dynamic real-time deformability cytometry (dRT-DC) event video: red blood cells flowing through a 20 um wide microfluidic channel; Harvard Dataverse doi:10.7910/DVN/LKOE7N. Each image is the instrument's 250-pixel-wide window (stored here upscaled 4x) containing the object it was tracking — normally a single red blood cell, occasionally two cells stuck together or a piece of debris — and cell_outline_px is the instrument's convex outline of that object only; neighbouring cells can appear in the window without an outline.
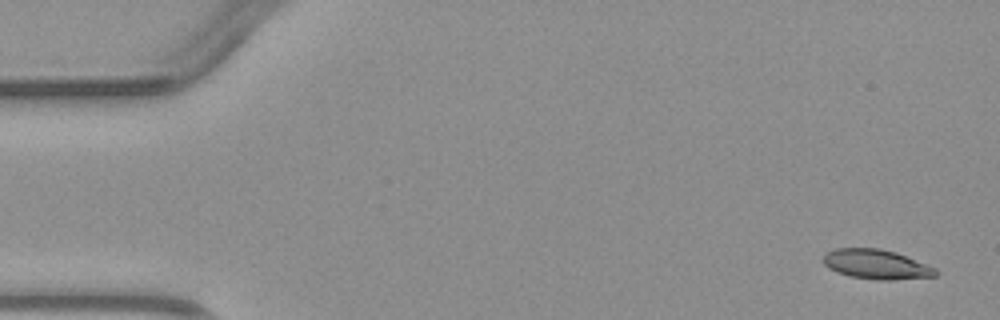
{"species": "common noctule bat (a hibernating species)", "species_latin": "Nyctalus noctula", "temperature_condition": "warm", "stored_images_in_passage": 4, "camera_frame_rate_fps": 3000, "um_per_image_px": 0.085, "animal": {"sex": "male", "body_mass_g": 23.1, "forearm_length_mm": 52.7}, "frame": {"image": 1, "passage_image": 1, "time_ms": 0.0, "image_size_px": [1000, 320], "cell_outline_px": [[940, 272], [936, 276], [892, 280], [876, 280], [848, 276], [836, 272], [828, 268], [820, 260], [828, 252], [836, 248], [880, 248], [896, 252], [936, 268]], "centroid_in_image_um": [74.48, 22.47], "position_along_channel_um": 10.5, "area_um2": 19.59}}
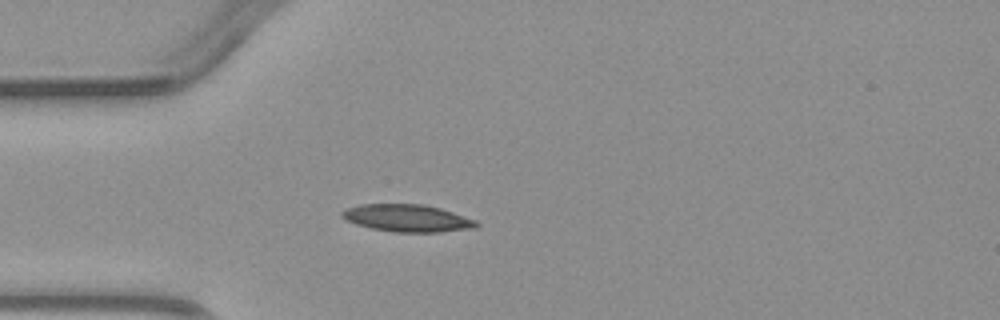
{"frame": {"image": 2, "passage_image": 4, "time_ms": 3.667, "image_size_px": [1000, 320], "cell_outline_px": [[480, 224], [476, 228], [440, 232], [392, 232], [372, 228], [356, 224], [344, 220], [340, 216], [340, 212], [348, 208], [360, 204], [424, 204], [440, 208], [476, 220]], "centroid_in_image_um": [34.61, 18.54], "position_along_channel_um": 50.4, "area_um2": 21.5}}